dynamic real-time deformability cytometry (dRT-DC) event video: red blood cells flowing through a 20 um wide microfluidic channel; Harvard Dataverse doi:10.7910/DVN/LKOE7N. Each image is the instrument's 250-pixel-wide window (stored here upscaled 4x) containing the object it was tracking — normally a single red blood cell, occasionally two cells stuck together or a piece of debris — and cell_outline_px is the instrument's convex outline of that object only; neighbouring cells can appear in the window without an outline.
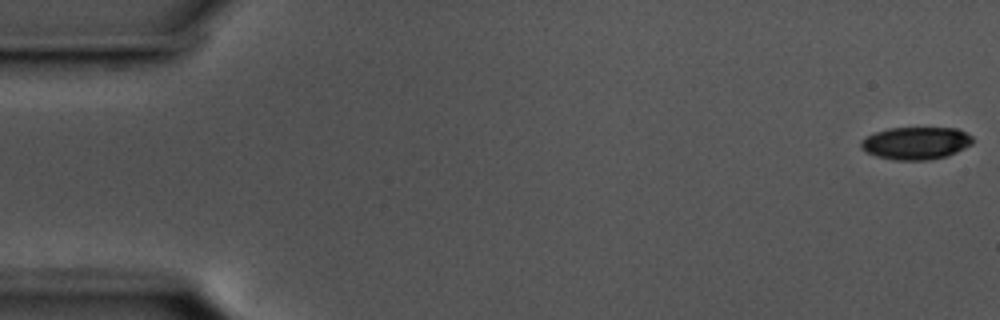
{"species": "common noctule bat (a hibernating species)", "species_latin": "Nyctalus noctula", "temperature_condition": "cold", "stored_images_in_passage": 56, "camera_frame_rate_fps": 3000, "um_per_image_px": 0.085, "animal": {"sex": "male", "body_mass_g": 17.5, "forearm_length_mm": 52.3}, "frame": {"image": 1, "passage_image": 1, "time_ms": 0.0, "image_size_px": [1000, 320], "cell_outline_px": [[972, 144], [948, 156], [928, 160], [896, 160], [876, 156], [860, 148], [860, 140], [876, 132], [888, 128], [956, 128], [972, 136]], "centroid_in_image_um": [77.84, 12.17], "position_along_channel_um": 7.2, "area_um2": 21.1}}
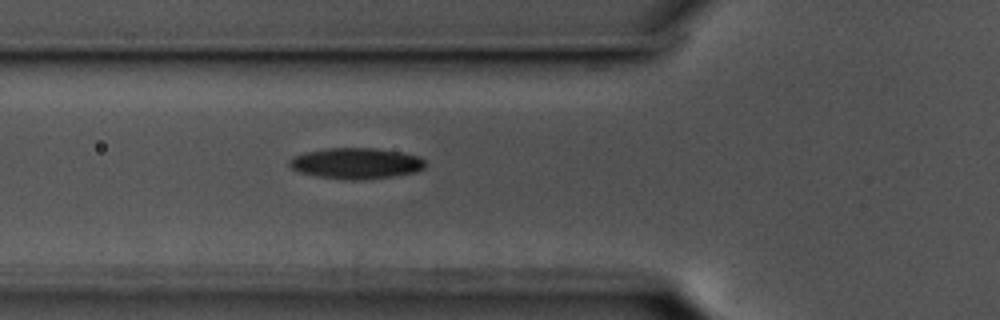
{"frame": {"image": 2, "passage_image": 20, "time_ms": 6.333, "image_size_px": [1000, 320], "cell_outline_px": [[424, 168], [416, 172], [392, 176], [356, 180], [348, 180], [320, 176], [300, 172], [292, 168], [288, 164], [288, 160], [304, 152], [324, 148], [376, 148], [400, 152], [416, 156], [424, 160]], "centroid_in_image_um": [30.25, 13.87], "position_along_channel_um": 95.6, "area_um2": 24.22}}
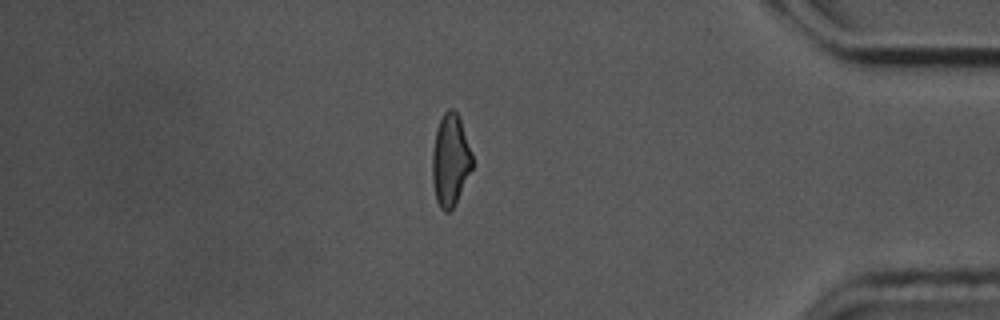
{"frame": {"image": 3, "passage_image": 48, "time_ms": 15.667, "image_size_px": [1000, 320], "cell_outline_px": [[472, 168], [456, 204], [448, 212], [444, 212], [440, 208], [436, 200], [432, 180], [432, 152], [436, 128], [444, 112], [448, 108], [452, 108], [460, 116], [472, 152]], "centroid_in_image_um": [38.28, 13.6], "position_along_channel_um": 396.9, "area_um2": 21.73}, "authors_computed_cell_mechanics": {"area_um2": 22.5131, "velocity_mm_per_s": 3.5924, "shape_relaxation_time_tau1_ms": 3.5529, "shape_relaxation_time_tau2_ms": 5.908, "deformation_change_tau1": 0.1365, "deformation_change_tau2": 0.1354}}